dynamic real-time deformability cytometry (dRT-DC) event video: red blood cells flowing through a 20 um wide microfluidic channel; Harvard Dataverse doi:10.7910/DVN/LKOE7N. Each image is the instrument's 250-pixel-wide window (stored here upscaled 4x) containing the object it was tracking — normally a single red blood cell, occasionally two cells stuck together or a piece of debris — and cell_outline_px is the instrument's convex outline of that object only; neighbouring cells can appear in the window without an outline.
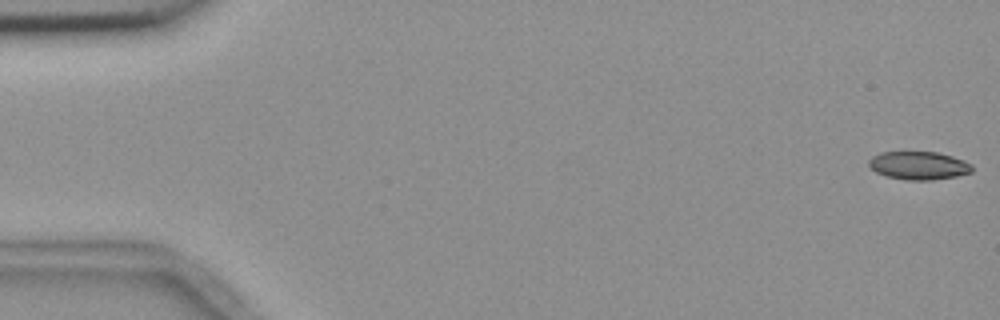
{"species": "common noctule bat (a hibernating species)", "species_latin": "Nyctalus noctula", "temperature_condition": "room temperature", "stored_images_in_passage": 5, "camera_frame_rate_fps": 3000, "um_per_image_px": 0.085, "animal": {"sex": "female", "body_mass_g": 18.4}, "frame": {"image": 1, "passage_image": 1, "time_ms": 0.0, "image_size_px": [1000, 320], "cell_outline_px": [[972, 172], [956, 176], [932, 180], [908, 180], [888, 176], [876, 172], [868, 164], [868, 160], [872, 156], [880, 152], [936, 152], [952, 156], [964, 160], [972, 164]], "centroid_in_image_um": [78.1, 14.06], "position_along_channel_um": 6.9, "area_um2": 16.88}}
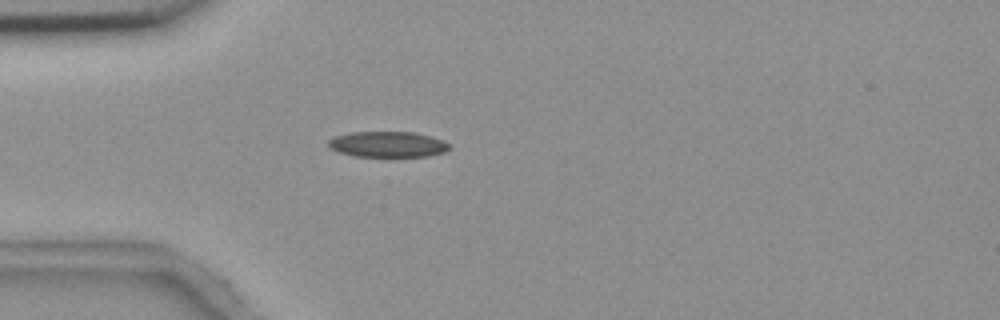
{"frame": {"image": 2, "passage_image": 5, "time_ms": 5.0, "image_size_px": [1000, 320], "cell_outline_px": [[448, 148], [444, 152], [428, 156], [356, 156], [340, 152], [332, 148], [328, 144], [328, 140], [332, 136], [352, 132], [416, 132], [444, 140], [448, 144]], "centroid_in_image_um": [32.95, 12.25], "position_along_channel_um": 52.1, "area_um2": 17.98}}